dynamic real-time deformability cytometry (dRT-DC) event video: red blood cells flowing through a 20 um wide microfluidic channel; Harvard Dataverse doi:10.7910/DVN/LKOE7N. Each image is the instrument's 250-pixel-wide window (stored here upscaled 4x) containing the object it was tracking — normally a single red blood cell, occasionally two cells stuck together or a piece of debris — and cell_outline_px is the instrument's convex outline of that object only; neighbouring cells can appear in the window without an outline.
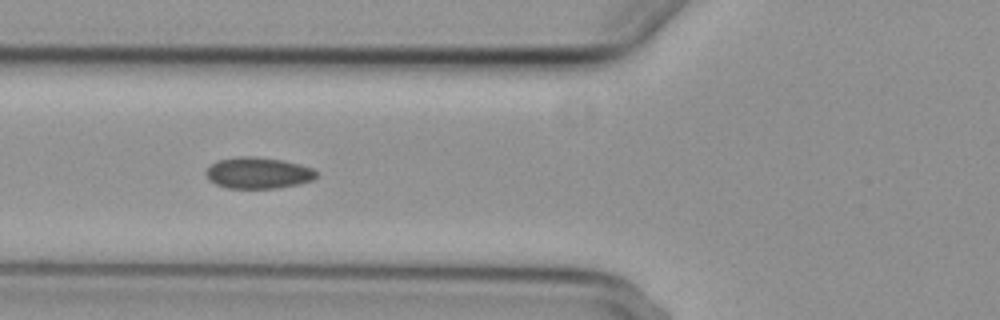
{"species": "common noctule bat (a hibernating species)", "species_latin": "Nyctalus noctula", "temperature_condition": "cold", "stored_images_in_passage": 10, "camera_frame_rate_fps": 3000, "um_per_image_px": 0.085, "animal": {"sex": "female", "body_mass_g": 29.2, "forearm_length_mm": 56.3}, "frame": {"image": 1, "passage_image": 6, "time_ms": 6.667, "image_size_px": [1000, 320], "cell_outline_px": [[316, 176], [312, 180], [300, 184], [276, 188], [228, 188], [216, 184], [208, 180], [204, 172], [212, 164], [220, 160], [240, 156], [252, 156], [284, 160], [300, 164], [312, 168], [316, 172]], "centroid_in_image_um": [21.94, 14.7], "position_along_channel_um": 103.9, "area_um2": 20.11}}
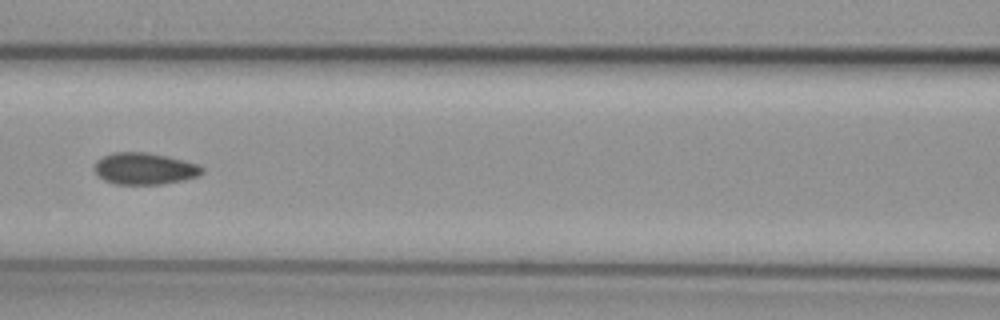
{"frame": {"image": 2, "passage_image": 7, "time_ms": 8.0, "image_size_px": [1000, 320], "cell_outline_px": [[204, 172], [200, 176], [184, 180], [160, 184], [116, 184], [104, 180], [92, 168], [96, 160], [112, 152], [148, 152], [168, 156], [184, 160], [196, 164], [204, 168]], "centroid_in_image_um": [12.29, 14.33], "position_along_channel_um": 154.3, "area_um2": 20.06}}
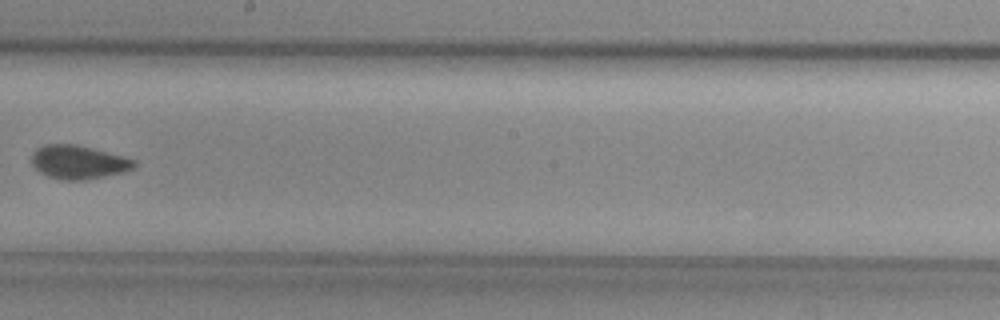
{"frame": {"image": 3, "passage_image": 9, "time_ms": 10.333, "image_size_px": [1000, 320], "cell_outline_px": [[136, 164], [132, 168], [120, 172], [104, 176], [84, 180], [60, 180], [48, 176], [40, 172], [32, 164], [32, 152], [36, 148], [44, 144], [76, 144], [124, 156], [136, 160]], "centroid_in_image_um": [6.63, 13.77], "position_along_channel_um": 241.6, "area_um2": 20.0}}